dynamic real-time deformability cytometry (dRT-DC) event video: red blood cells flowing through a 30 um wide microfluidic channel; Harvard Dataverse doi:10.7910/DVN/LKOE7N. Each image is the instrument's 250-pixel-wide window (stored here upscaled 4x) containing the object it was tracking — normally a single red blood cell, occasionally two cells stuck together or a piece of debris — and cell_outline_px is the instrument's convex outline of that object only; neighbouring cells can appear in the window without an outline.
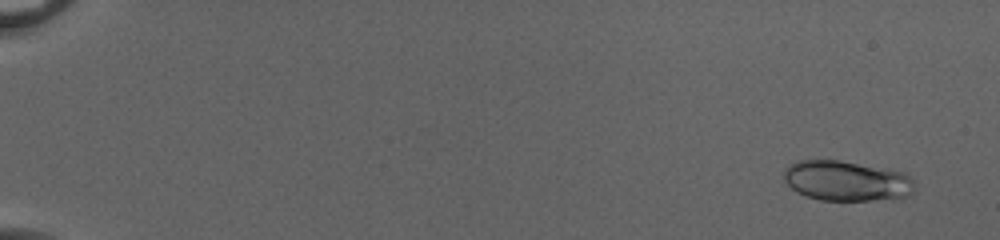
{"species": "common noctule bat (a hibernating species)", "species_latin": "Nyctalus noctula", "temperature_condition": "cold", "stored_images_in_passage": 53, "camera_frame_rate_fps": 3000, "um_per_image_px": 0.085, "animal": {"sex": "female", "body_mass_g": 20.0, "forearm_length_mm": 54.0}, "frame": {"image": 1, "passage_image": 4, "time_ms": 1.0, "image_size_px": [1000, 240], "cell_outline_px": [[912, 192], [908, 196], [900, 200], [820, 200], [804, 196], [796, 192], [784, 180], [784, 172], [788, 164], [796, 160], [836, 160], [900, 172], [908, 176], [912, 180]], "centroid_in_image_um": [71.91, 15.4], "position_along_channel_um": 13.1, "area_um2": 30.46}}
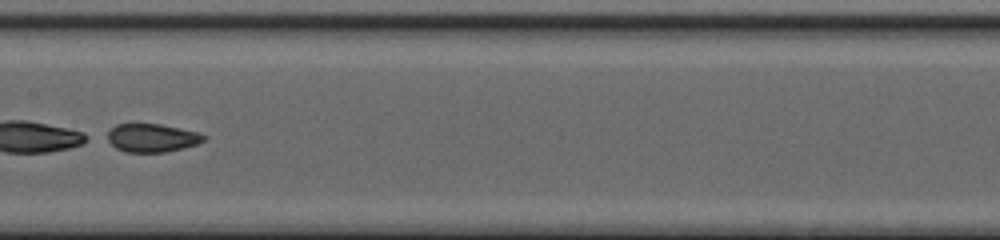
{"frame": {"image": 2, "passage_image": 31, "time_ms": 10.0, "image_size_px": [1000, 240], "cell_outline_px": [[208, 136], [204, 140], [196, 144], [184, 148], [164, 152], [124, 152], [116, 148], [100, 136], [116, 124], [160, 124], [200, 132]], "centroid_in_image_um": [12.84, 11.71], "position_along_channel_um": 194.6, "area_um2": 16.36}}
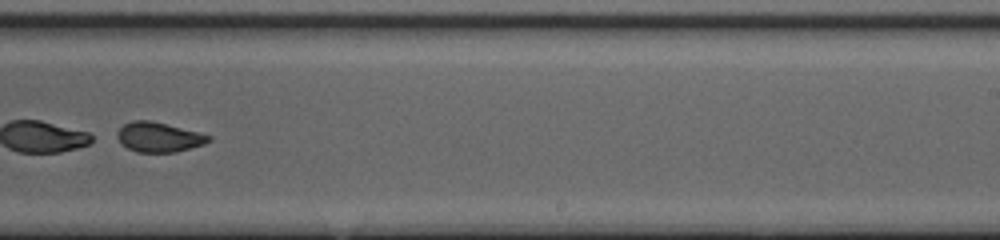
{"frame": {"image": 3, "passage_image": 37, "time_ms": 12.0, "image_size_px": [1000, 240], "cell_outline_px": [[212, 140], [204, 144], [176, 152], [136, 152], [128, 148], [116, 136], [116, 132], [124, 124], [132, 120], [148, 120], [200, 132], [212, 136]], "centroid_in_image_um": [13.52, 11.65], "position_along_channel_um": 275.5, "area_um2": 15.78}, "authors_computed_cell_mechanics": {"area_um2": 29.767, "velocity_mm_per_s": 4.0603, "shape_relaxation_time_tau1_ms": 1.3607, "shape_relaxation_time_tau2_ms": 1.686, "deformation_change_tau1": 0.2748, "deformation_change_tau2": 0.0733}}